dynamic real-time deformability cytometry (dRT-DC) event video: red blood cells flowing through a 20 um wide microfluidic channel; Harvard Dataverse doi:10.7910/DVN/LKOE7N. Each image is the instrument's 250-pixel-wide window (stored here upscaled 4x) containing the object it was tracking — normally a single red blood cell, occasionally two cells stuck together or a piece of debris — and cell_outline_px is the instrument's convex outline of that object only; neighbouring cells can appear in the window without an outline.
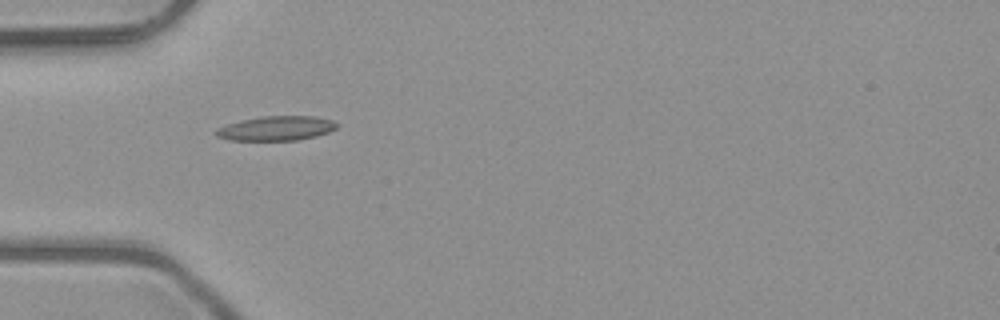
{"species": "common noctule bat (a hibernating species)", "species_latin": "Nyctalus noctula", "temperature_condition": "room temperature", "stored_images_in_passage": 3, "camera_frame_rate_fps": 3000, "um_per_image_px": 0.085, "animal": {"sex": "male", "body_mass_g": 23.1, "forearm_length_mm": 52.7}, "frame": {"image": 1, "passage_image": 1, "time_ms": 0.0, "image_size_px": [1000, 320], "cell_outline_px": [[336, 128], [328, 132], [316, 136], [296, 140], [232, 140], [216, 136], [212, 132], [216, 128], [240, 120], [264, 116], [316, 116], [332, 120], [336, 124]], "centroid_in_image_um": [23.44, 10.9], "position_along_channel_um": 61.6, "area_um2": 17.17}}
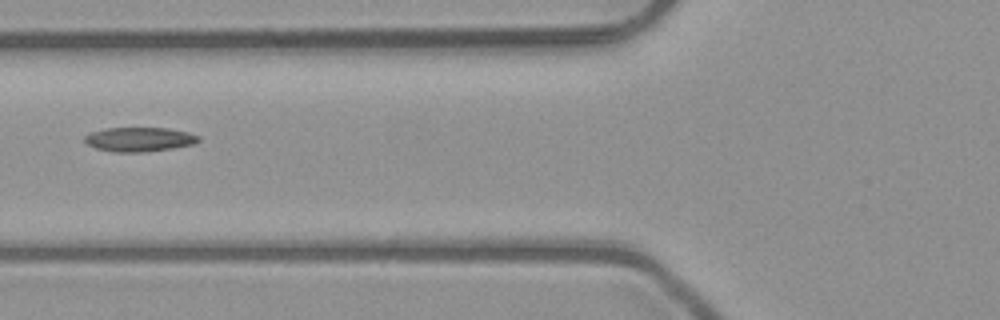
{"frame": {"image": 2, "passage_image": 2, "time_ms": 0.333, "image_size_px": [1000, 320], "cell_outline_px": [[200, 140], [192, 144], [172, 148], [144, 152], [112, 152], [96, 148], [88, 144], [84, 140], [84, 136], [88, 132], [108, 128], [168, 128], [188, 132], [200, 136]], "centroid_in_image_um": [11.82, 11.84], "position_along_channel_um": 114.0, "area_um2": 16.13}}
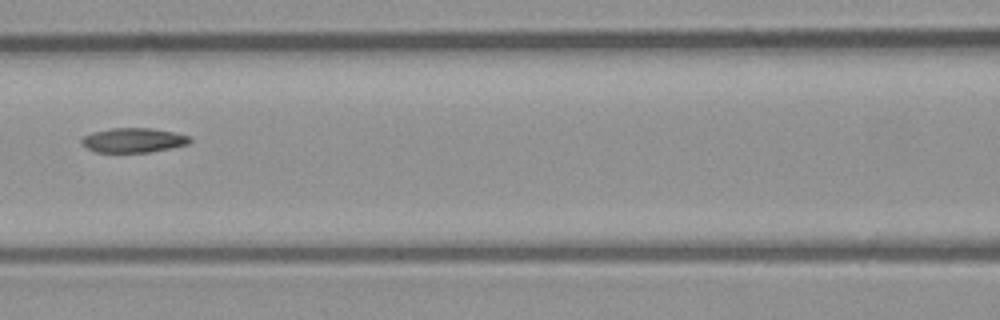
{"frame": {"image": 3, "passage_image": 3, "time_ms": 0.667, "image_size_px": [1000, 320], "cell_outline_px": [[192, 140], [188, 144], [172, 148], [148, 152], [96, 152], [88, 148], [80, 140], [84, 136], [92, 132], [112, 128], [152, 128], [192, 136]], "centroid_in_image_um": [11.38, 11.91], "position_along_channel_um": 155.2, "area_um2": 15.43}}